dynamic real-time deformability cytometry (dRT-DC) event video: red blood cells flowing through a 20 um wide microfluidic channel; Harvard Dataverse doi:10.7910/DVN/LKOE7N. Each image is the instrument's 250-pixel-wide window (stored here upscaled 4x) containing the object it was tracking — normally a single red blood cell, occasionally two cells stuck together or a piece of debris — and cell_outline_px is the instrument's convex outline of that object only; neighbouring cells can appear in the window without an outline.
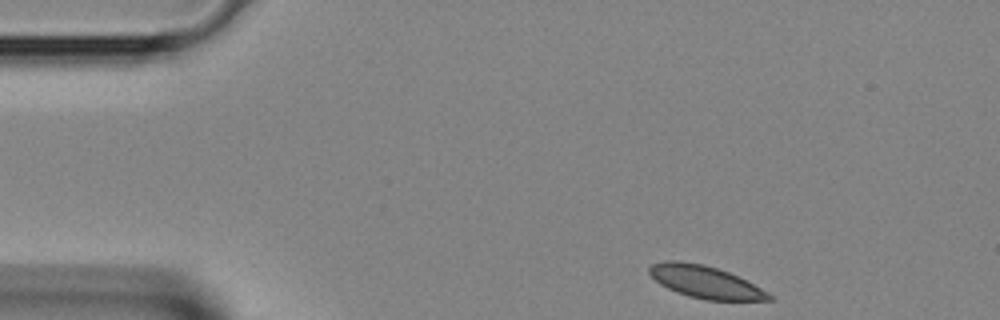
{"species": "Egyptian fruit bat (a non-hibernating species)", "species_latin": "Rousettus aegyptiacus", "temperature_condition": "room temperature", "stored_images_in_passage": 35, "camera_frame_rate_fps": 3000, "um_per_image_px": 0.085, "animal": {"sex": "female"}, "frame": {"image": 1, "passage_image": 1, "time_ms": 0.0, "image_size_px": [1000, 320], "cell_outline_px": [[772, 300], [704, 300], [688, 296], [676, 292], [660, 284], [648, 272], [648, 268], [652, 264], [668, 260], [680, 260], [704, 264], [728, 272], [768, 292], [772, 296]], "centroid_in_image_um": [59.9, 23.96], "position_along_channel_um": 25.1, "area_um2": 22.31}}
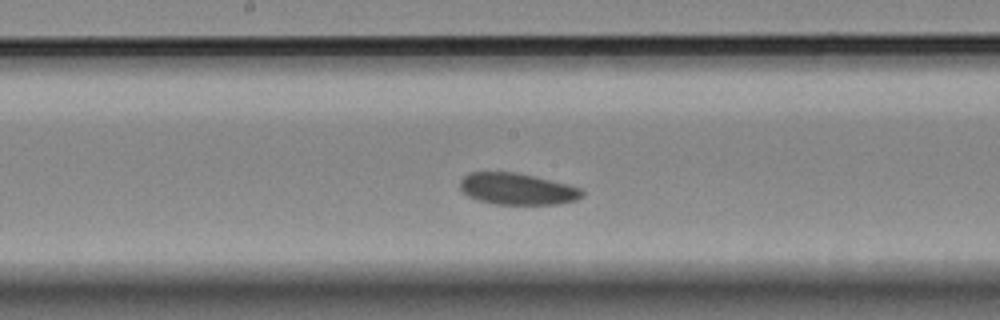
{"frame": {"image": 2, "passage_image": 16, "time_ms": 5.0, "image_size_px": [1000, 320], "cell_outline_px": [[584, 196], [576, 200], [556, 204], [492, 204], [468, 196], [460, 188], [460, 180], [468, 172], [516, 172], [568, 184], [584, 188]], "centroid_in_image_um": [43.99, 16.05], "position_along_channel_um": 204.2, "area_um2": 22.54}}
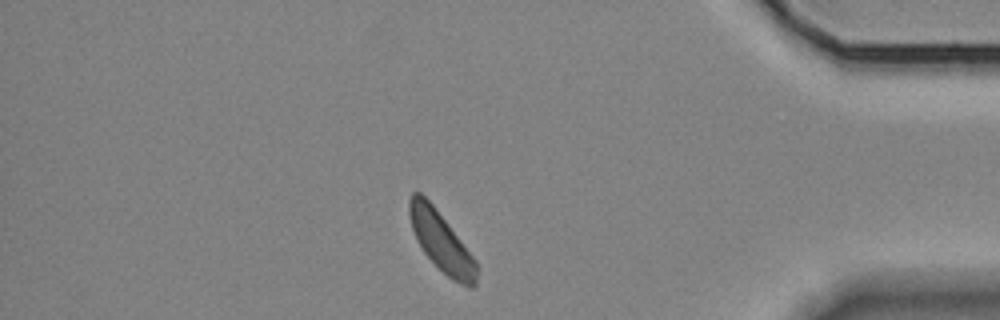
{"frame": {"image": 3, "passage_image": 30, "time_ms": 9.667, "image_size_px": [1000, 320], "cell_outline_px": [[476, 284], [472, 288], [468, 288], [452, 280], [424, 252], [416, 240], [408, 216], [408, 200], [412, 192], [420, 192], [432, 204], [448, 224], [476, 260]], "centroid_in_image_um": [37.48, 20.53], "position_along_channel_um": 397.7, "area_um2": 23.0}}